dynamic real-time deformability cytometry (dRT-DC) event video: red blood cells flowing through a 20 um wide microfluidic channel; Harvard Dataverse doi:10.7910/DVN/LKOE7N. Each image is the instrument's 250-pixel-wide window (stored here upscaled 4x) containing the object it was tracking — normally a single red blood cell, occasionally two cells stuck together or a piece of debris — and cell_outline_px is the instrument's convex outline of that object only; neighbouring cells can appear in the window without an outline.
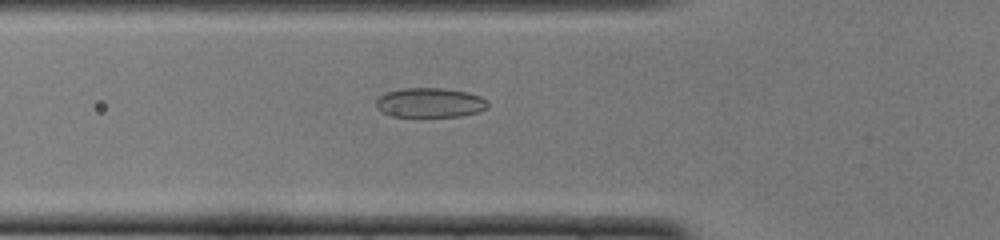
{"species": "common noctule bat (a hibernating species)", "species_latin": "Nyctalus noctula", "temperature_condition": "cold", "stored_images_in_passage": 50, "camera_frame_rate_fps": 3000, "um_per_image_px": 0.085, "animal": {"sex": "female", "body_mass_g": 22.0, "forearm_length_mm": 56.7}, "frame": {"image": 1, "passage_image": 17, "time_ms": 5.333, "image_size_px": [1000, 240], "cell_outline_px": [[488, 108], [480, 112], [460, 116], [388, 116], [376, 108], [376, 100], [380, 96], [388, 92], [404, 88], [444, 88], [468, 92], [480, 96], [488, 100]], "centroid_in_image_um": [36.58, 8.73], "position_along_channel_um": 89.2, "area_um2": 19.36}}
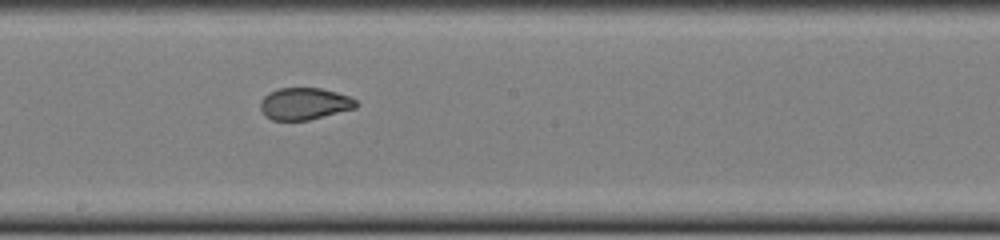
{"frame": {"image": 2, "passage_image": 27, "time_ms": 8.667, "image_size_px": [1000, 240], "cell_outline_px": [[356, 108], [308, 120], [272, 120], [264, 116], [260, 108], [260, 100], [264, 96], [280, 88], [320, 88], [336, 92], [348, 96], [356, 100]], "centroid_in_image_um": [25.85, 8.82], "position_along_channel_um": 222.4, "area_um2": 17.69}}
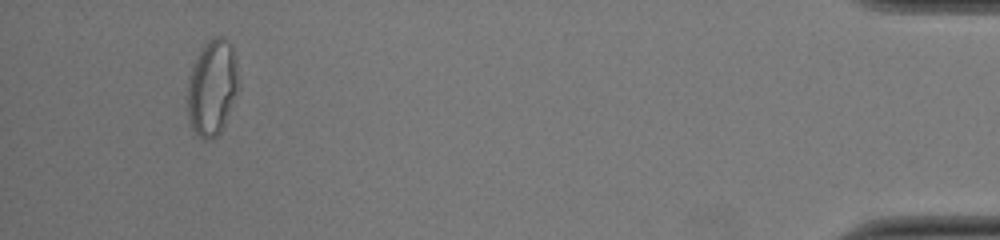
{"frame": {"image": 3, "passage_image": 47, "time_ms": 15.333, "image_size_px": [1000, 240], "cell_outline_px": [[240, 88], [224, 124], [220, 132], [216, 136], [208, 140], [204, 140], [188, 124], [184, 100], [188, 76], [192, 64], [200, 48], [212, 36], [224, 36], [228, 40], [236, 56]], "centroid_in_image_um": [17.99, 7.42], "position_along_channel_um": 417.2, "area_um2": 29.82}, "authors_computed_cell_mechanics": {"area_um2": 19.8254, "velocity_mm_per_s": 3.9913, "shape_relaxation_time_tau1_ms": null, "shape_relaxation_time_tau2_ms": 0.9969, "deformation_change_tau1": null, "deformation_change_tau2": 0.053}}